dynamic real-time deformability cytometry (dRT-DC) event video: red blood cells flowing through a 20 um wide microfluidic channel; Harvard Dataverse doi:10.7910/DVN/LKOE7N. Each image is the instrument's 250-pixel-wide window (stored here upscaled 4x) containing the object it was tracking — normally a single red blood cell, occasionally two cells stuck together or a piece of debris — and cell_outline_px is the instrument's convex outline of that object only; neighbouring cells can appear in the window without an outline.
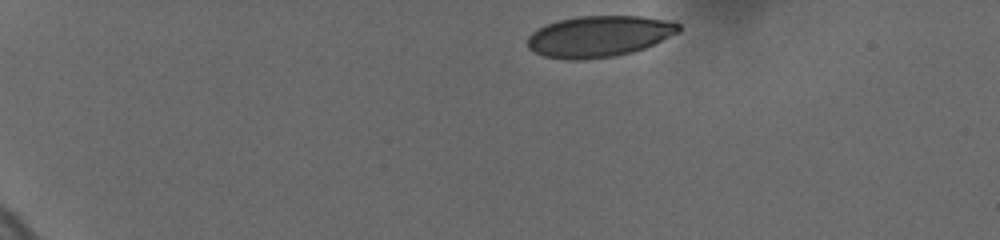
{"species": "human", "species_latin": "Homo sapiens", "temperature_condition": "cold", "stored_images_in_passage": 5, "camera_frame_rate_fps": 3000, "um_per_image_px": 0.085, "donor": {"sex": "female"}, "frame": {"image": 1, "passage_image": 1, "time_ms": 0.0, "image_size_px": [1000, 240], "cell_outline_px": [[680, 32], [644, 48], [632, 52], [616, 56], [584, 60], [568, 60], [544, 56], [528, 48], [528, 36], [532, 32], [548, 24], [560, 20], [580, 16], [640, 16], [676, 20], [680, 24]], "centroid_in_image_um": [50.98, 3.09], "position_along_channel_um": 34.0, "area_um2": 36.41}}
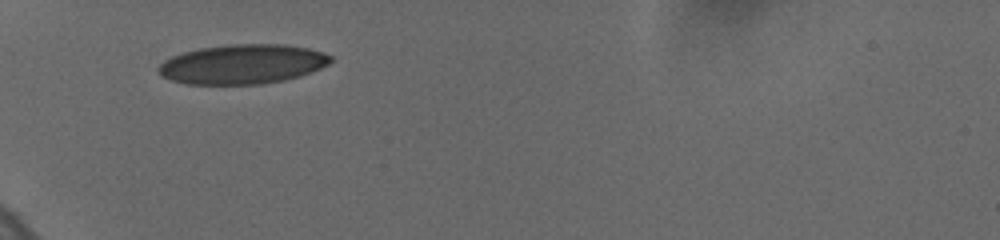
{"frame": {"image": 2, "passage_image": 4, "time_ms": 3.0, "image_size_px": [1000, 240], "cell_outline_px": [[332, 60], [328, 64], [312, 72], [300, 76], [284, 80], [260, 84], [184, 84], [160, 76], [156, 68], [164, 60], [172, 56], [184, 52], [200, 48], [232, 44], [284, 44], [308, 48], [324, 52], [332, 56]], "centroid_in_image_um": [20.61, 5.45], "position_along_channel_um": 64.4, "area_um2": 39.82}}